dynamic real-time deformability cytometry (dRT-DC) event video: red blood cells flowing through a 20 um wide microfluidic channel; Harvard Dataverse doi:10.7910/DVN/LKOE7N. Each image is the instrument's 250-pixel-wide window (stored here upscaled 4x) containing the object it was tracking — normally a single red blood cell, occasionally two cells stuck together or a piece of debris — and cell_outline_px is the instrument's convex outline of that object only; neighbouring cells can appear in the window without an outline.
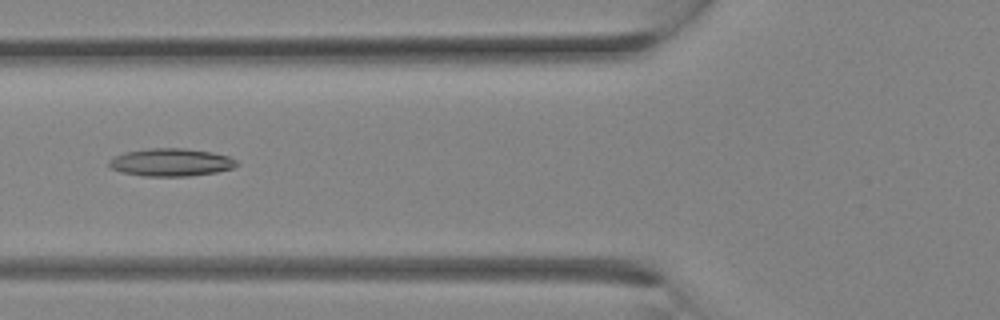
{"species": "Egyptian fruit bat (a non-hibernating species)", "species_latin": "Rousettus aegyptiacus", "temperature_condition": "room temperature", "stored_images_in_passage": 10, "camera_frame_rate_fps": 3000, "um_per_image_px": 0.085, "animal": {"sex": "female"}, "frame": {"image": 1, "passage_image": 7, "time_ms": 2.0, "image_size_px": [1000, 320], "cell_outline_px": [[240, 164], [232, 168], [216, 172], [188, 176], [144, 176], [120, 172], [112, 168], [108, 164], [108, 160], [112, 156], [124, 152], [148, 148], [184, 148], [212, 152], [228, 156], [236, 160]], "centroid_in_image_um": [14.5, 13.79], "position_along_channel_um": 111.3, "area_um2": 20.81}}
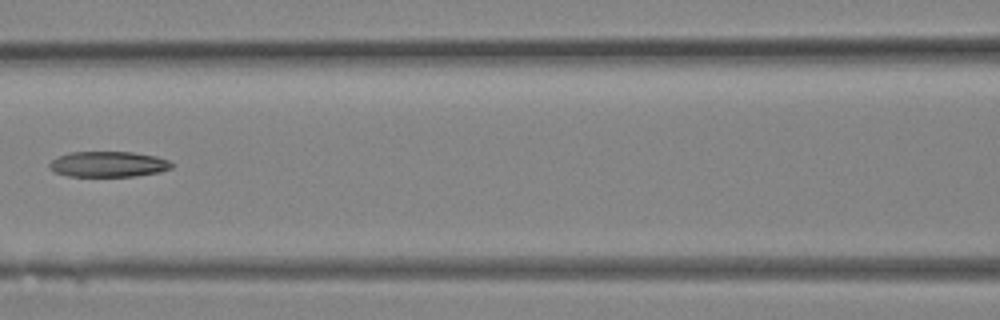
{"frame": {"image": 2, "passage_image": 9, "time_ms": 2.667, "image_size_px": [1000, 320], "cell_outline_px": [[176, 164], [172, 168], [160, 172], [136, 176], [68, 176], [56, 172], [48, 168], [48, 164], [52, 160], [68, 152], [132, 152], [156, 156], [168, 160]], "centroid_in_image_um": [9.24, 13.96], "position_along_channel_um": 157.4, "area_um2": 18.32}}